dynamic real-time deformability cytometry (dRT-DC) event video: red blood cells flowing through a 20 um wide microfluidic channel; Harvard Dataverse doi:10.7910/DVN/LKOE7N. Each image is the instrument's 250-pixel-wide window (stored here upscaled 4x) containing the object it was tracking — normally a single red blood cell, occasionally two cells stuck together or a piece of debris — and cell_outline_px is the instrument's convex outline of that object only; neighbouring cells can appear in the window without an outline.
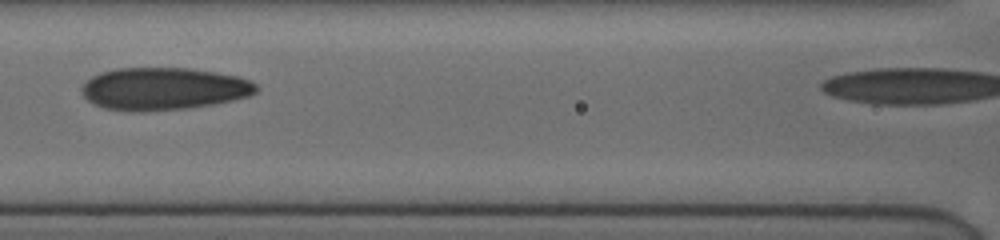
{"species": "human", "species_latin": "Homo sapiens", "temperature_condition": "cold", "stored_images_in_passage": 17, "camera_frame_rate_fps": 3000, "um_per_image_px": 0.085, "donor": {"sex": "female"}, "frame": {"image": 1, "passage_image": 3, "time_ms": 2.333, "image_size_px": [1000, 240], "cell_outline_px": [[260, 88], [256, 92], [248, 96], [232, 100], [212, 104], [188, 108], [144, 112], [128, 112], [104, 108], [88, 100], [84, 96], [80, 88], [92, 76], [100, 72], [116, 68], [192, 68], [236, 76], [248, 80], [256, 84]], "centroid_in_image_um": [13.88, 7.55], "position_along_channel_um": 152.7, "area_um2": 43.29}}
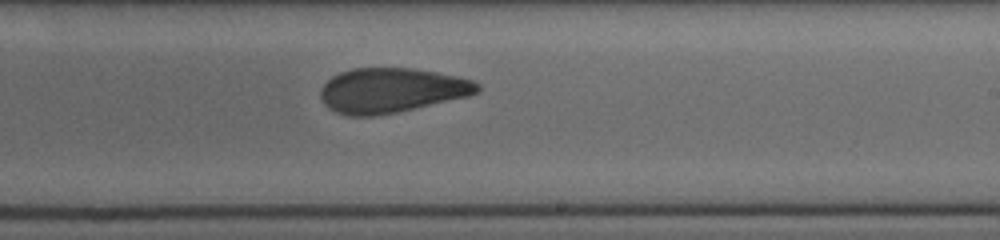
{"frame": {"image": 2, "passage_image": 8, "time_ms": 5.0, "image_size_px": [1000, 240], "cell_outline_px": [[480, 88], [476, 92], [468, 96], [396, 112], [372, 116], [348, 116], [336, 112], [328, 108], [320, 100], [320, 88], [332, 76], [340, 72], [352, 68], [412, 68], [436, 72], [456, 76], [472, 80], [480, 84]], "centroid_in_image_um": [33.22, 7.67], "position_along_channel_um": 255.8, "area_um2": 40.75}}
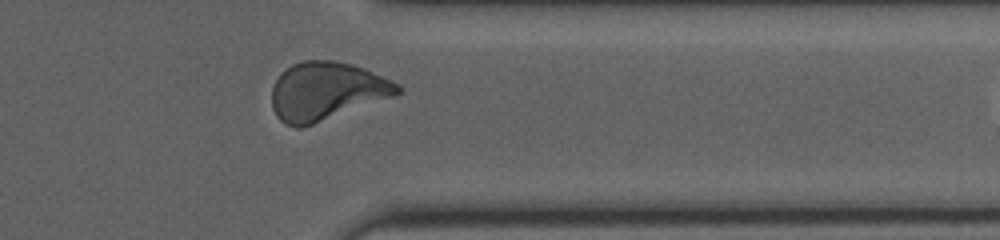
{"frame": {"image": 3, "passage_image": 15, "time_ms": 8.333, "image_size_px": [1000, 240], "cell_outline_px": [[400, 92], [396, 96], [300, 128], [296, 128], [284, 124], [276, 116], [272, 108], [272, 88], [280, 72], [292, 64], [300, 60], [332, 60], [352, 64], [364, 68], [392, 80], [400, 84]], "centroid_in_image_um": [27.74, 7.74], "position_along_channel_um": 383.7, "area_um2": 42.83}}